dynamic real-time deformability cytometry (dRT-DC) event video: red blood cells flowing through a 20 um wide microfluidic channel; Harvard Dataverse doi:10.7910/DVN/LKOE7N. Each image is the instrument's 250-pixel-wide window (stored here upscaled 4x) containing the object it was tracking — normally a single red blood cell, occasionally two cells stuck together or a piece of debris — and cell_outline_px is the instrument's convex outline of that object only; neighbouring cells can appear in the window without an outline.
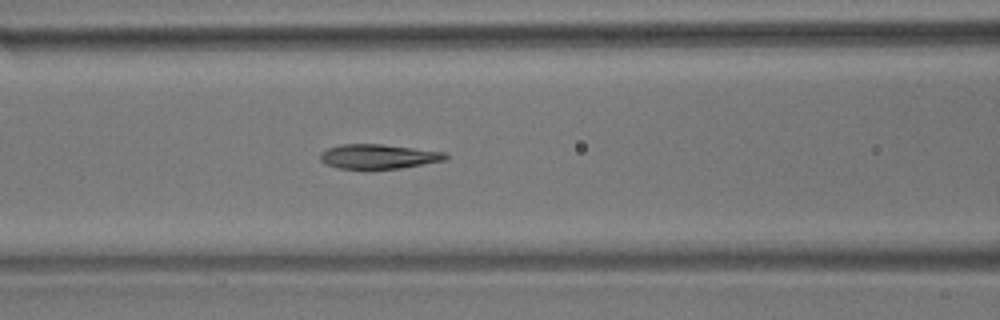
{"species": "common noctule bat (a hibernating species)", "species_latin": "Nyctalus noctula", "temperature_condition": "room temperature", "stored_images_in_passage": 25, "camera_frame_rate_fps": 3000, "um_per_image_px": 0.085, "animal": {"sex": "male", "body_mass_g": 17.9}, "frame": {"image": 1, "passage_image": 22, "time_ms": 7.0, "image_size_px": [1000, 320], "cell_outline_px": [[448, 160], [400, 168], [368, 172], [340, 168], [328, 164], [320, 160], [320, 152], [328, 148], [340, 144], [384, 144], [444, 152], [448, 156]], "centroid_in_image_um": [32.15, 13.34], "position_along_channel_um": 134.4, "area_um2": 18.61}}
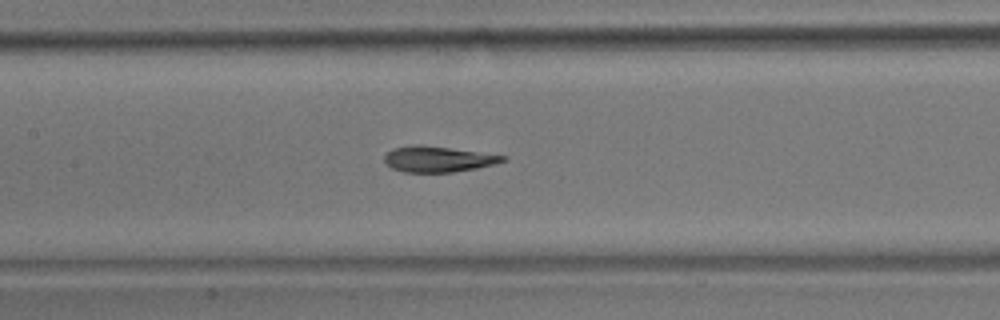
{"frame": {"image": 2, "passage_image": 25, "time_ms": 8.0, "image_size_px": [1000, 320], "cell_outline_px": [[508, 160], [496, 164], [476, 168], [452, 172], [404, 172], [392, 168], [384, 160], [384, 156], [392, 148], [416, 144], [420, 144], [508, 156]], "centroid_in_image_um": [37.25, 13.52], "position_along_channel_um": 170.2, "area_um2": 17.74}}